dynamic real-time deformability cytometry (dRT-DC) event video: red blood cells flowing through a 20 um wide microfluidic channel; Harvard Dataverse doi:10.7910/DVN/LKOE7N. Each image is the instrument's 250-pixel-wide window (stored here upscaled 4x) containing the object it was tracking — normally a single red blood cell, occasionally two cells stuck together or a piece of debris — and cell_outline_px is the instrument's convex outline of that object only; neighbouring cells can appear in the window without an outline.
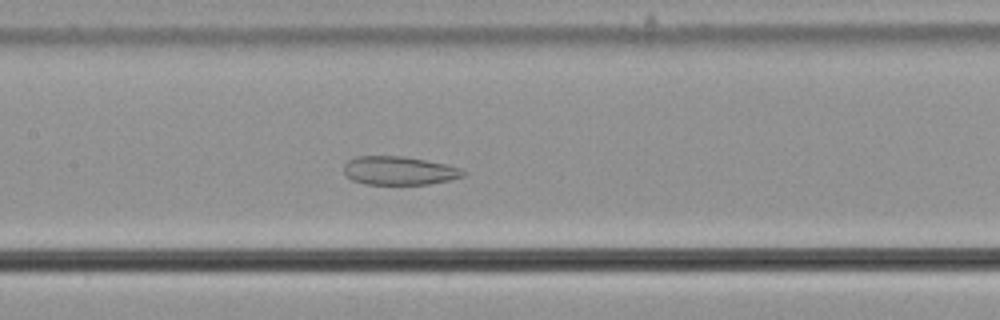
{"species": "common noctule bat (a hibernating species)", "species_latin": "Nyctalus noctula", "temperature_condition": "cold", "stored_images_in_passage": 57, "camera_frame_rate_fps": 3000, "um_per_image_px": 0.085, "animal": {"sex": "male", "body_mass_g": 21.5, "forearm_length_mm": 52.0}, "frame": {"image": 1, "passage_image": 28, "time_ms": 9.0, "image_size_px": [1000, 320], "cell_outline_px": [[464, 176], [452, 180], [428, 184], [364, 184], [352, 180], [344, 176], [344, 164], [348, 160], [356, 156], [404, 156], [444, 164], [460, 168], [464, 172]], "centroid_in_image_um": [33.88, 14.51], "position_along_channel_um": 173.5, "area_um2": 19.88}}
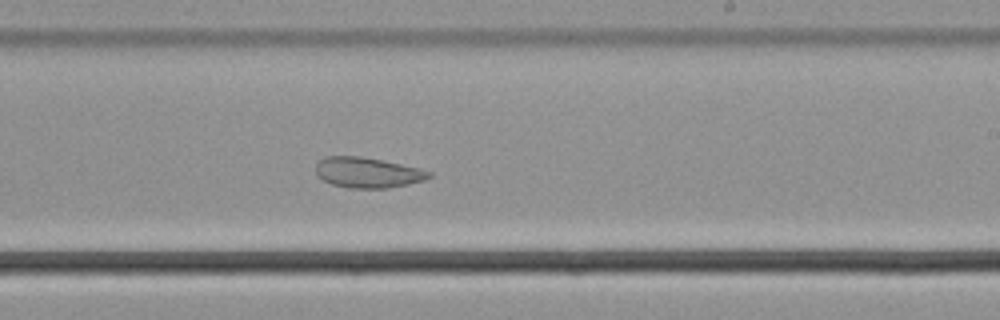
{"frame": {"image": 2, "passage_image": 35, "time_ms": 11.333, "image_size_px": [1000, 320], "cell_outline_px": [[432, 176], [424, 180], [408, 184], [388, 188], [348, 188], [332, 184], [324, 180], [316, 172], [316, 164], [324, 156], [360, 156], [420, 168], [432, 172]], "centroid_in_image_um": [31.26, 14.67], "position_along_channel_um": 257.7, "area_um2": 19.94}}
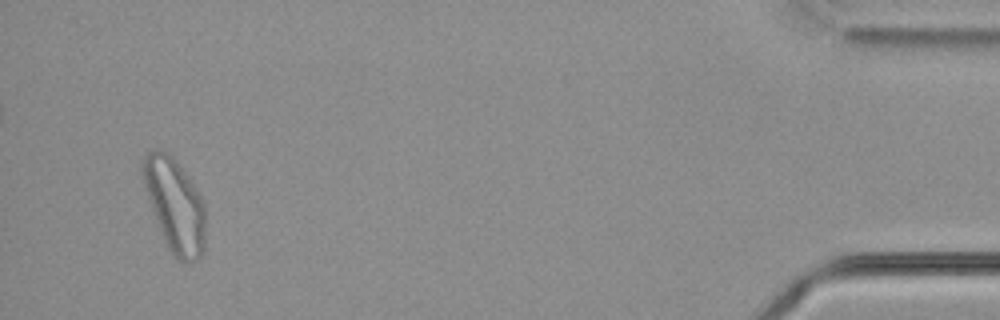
{"frame": {"image": 3, "passage_image": 55, "time_ms": 18.0, "image_size_px": [1000, 320], "cell_outline_px": [[204, 252], [200, 260], [184, 264], [176, 260], [172, 256], [160, 232], [152, 212], [140, 172], [140, 164], [148, 148], [160, 148], [168, 152], [176, 160], [188, 176], [200, 196], [204, 204]], "centroid_in_image_um": [14.82, 17.44], "position_along_channel_um": 420.4, "area_um2": 34.91}, "authors_computed_cell_mechanics": {"area_um2": 29.6514, "velocity_mm_per_s": 3.6211, "shape_relaxation_time_tau1_ms": null, "shape_relaxation_time_tau2_ms": 2.2413, "deformation_change_tau1": null, "deformation_change_tau2": 0.0769}}